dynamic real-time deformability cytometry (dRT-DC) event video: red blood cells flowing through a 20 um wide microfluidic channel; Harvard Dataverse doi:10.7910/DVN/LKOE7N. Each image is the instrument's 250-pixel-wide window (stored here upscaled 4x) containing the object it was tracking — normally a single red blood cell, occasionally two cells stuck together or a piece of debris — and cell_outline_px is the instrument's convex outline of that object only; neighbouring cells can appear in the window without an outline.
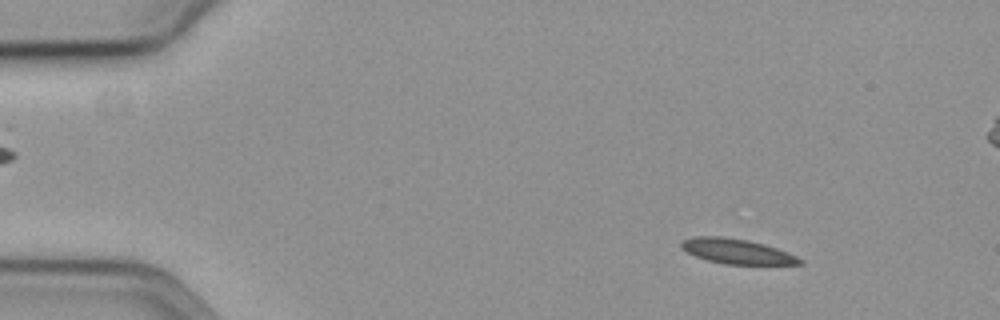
{"species": "common noctule bat (a hibernating species)", "species_latin": "Nyctalus noctula", "temperature_condition": "cold", "stored_images_in_passage": 58, "camera_frame_rate_fps": 3000, "um_per_image_px": 0.085, "animal": {"sex": "female", "body_mass_g": 19.3, "forearm_length_mm": 54.1}, "frame": {"image": 1, "passage_image": 7, "time_ms": 2.0, "image_size_px": [1000, 320], "cell_outline_px": [[804, 264], [724, 264], [708, 260], [696, 256], [680, 248], [680, 240], [692, 236], [724, 236], [748, 240], [764, 244], [788, 252], [804, 260]], "centroid_in_image_um": [62.6, 21.35], "position_along_channel_um": 22.4, "area_um2": 17.34}}
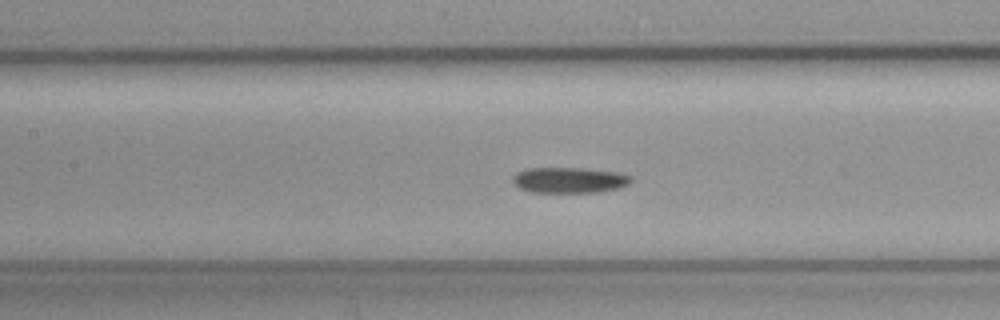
{"frame": {"image": 2, "passage_image": 26, "time_ms": 8.333, "image_size_px": [1000, 320], "cell_outline_px": [[632, 180], [628, 184], [620, 188], [600, 192], [532, 192], [520, 188], [512, 180], [512, 176], [516, 172], [528, 168], [584, 168], [620, 172], [632, 176]], "centroid_in_image_um": [48.43, 15.3], "position_along_channel_um": 159.0, "area_um2": 17.86}}
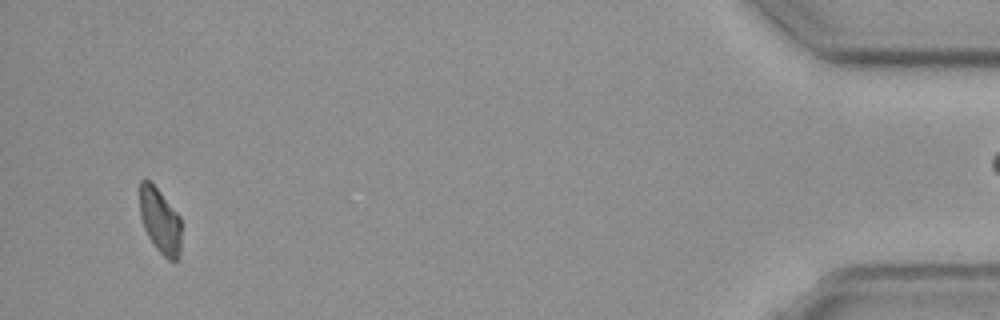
{"frame": {"image": 3, "passage_image": 55, "time_ms": 18.0, "image_size_px": [1000, 320], "cell_outline_px": [[180, 256], [176, 260], [168, 260], [156, 248], [148, 236], [144, 228], [140, 216], [140, 180], [152, 180], [180, 216]], "centroid_in_image_um": [13.6, 18.73], "position_along_channel_um": 421.6, "area_um2": 15.95}}